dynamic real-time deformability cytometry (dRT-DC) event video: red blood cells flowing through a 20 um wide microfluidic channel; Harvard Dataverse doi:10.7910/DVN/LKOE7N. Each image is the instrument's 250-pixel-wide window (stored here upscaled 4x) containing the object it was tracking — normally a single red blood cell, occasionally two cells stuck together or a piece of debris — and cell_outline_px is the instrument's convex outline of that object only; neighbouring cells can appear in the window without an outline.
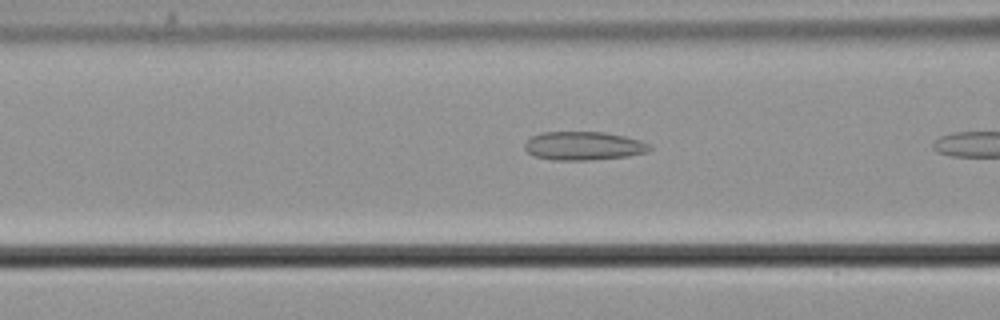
{"species": "common noctule bat (a hibernating species)", "species_latin": "Nyctalus noctula", "temperature_condition": "cold", "stored_images_in_passage": 7, "camera_frame_rate_fps": 3000, "um_per_image_px": 0.085, "animal": {"sex": "male", "body_mass_g": 21.5, "forearm_length_mm": 52.0}, "frame": {"image": 1, "passage_image": 6, "time_ms": 1.667, "image_size_px": [1000, 320], "cell_outline_px": [[652, 148], [644, 152], [628, 156], [588, 160], [552, 160], [536, 156], [528, 152], [524, 148], [524, 144], [532, 136], [544, 132], [604, 132], [624, 136], [640, 140], [648, 144]], "centroid_in_image_um": [49.58, 12.4], "position_along_channel_um": 117.0, "area_um2": 20.58}}